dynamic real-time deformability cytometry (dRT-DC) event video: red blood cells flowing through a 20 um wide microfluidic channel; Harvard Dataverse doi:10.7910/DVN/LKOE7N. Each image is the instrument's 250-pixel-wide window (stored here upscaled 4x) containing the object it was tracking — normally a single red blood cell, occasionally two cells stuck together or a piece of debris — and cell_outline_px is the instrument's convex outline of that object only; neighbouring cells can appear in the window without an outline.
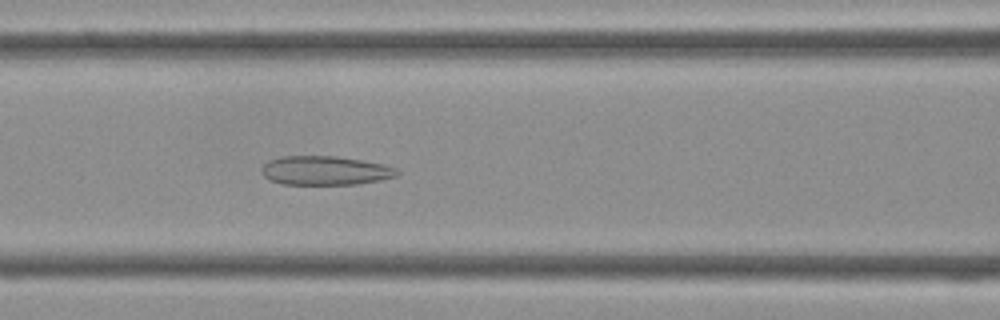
{"species": "Egyptian fruit bat (a non-hibernating species)", "species_latin": "Rousettus aegyptiacus", "temperature_condition": "cold", "stored_images_in_passage": 34, "camera_frame_rate_fps": 3000, "um_per_image_px": 0.085, "frame": {"image": 1, "passage_image": 9, "time_ms": 2.667, "image_size_px": [1000, 320], "cell_outline_px": [[400, 172], [396, 176], [380, 180], [356, 184], [280, 184], [264, 176], [260, 172], [260, 168], [268, 160], [280, 156], [336, 156], [364, 160], [384, 164], [396, 168]], "centroid_in_image_um": [27.62, 14.48], "position_along_channel_um": 139.0, "area_um2": 23.06}}
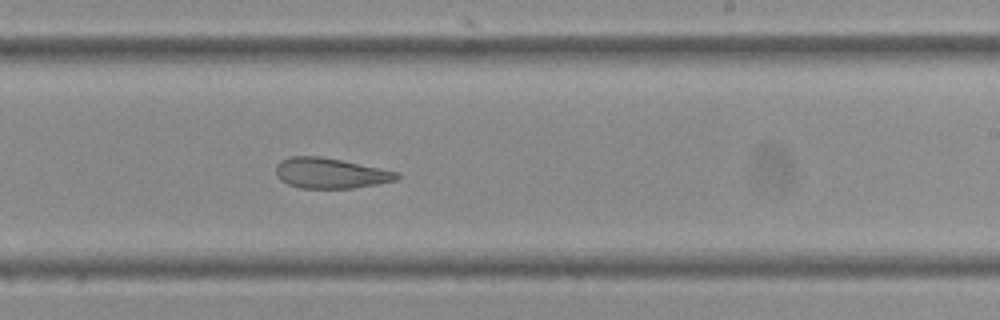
{"frame": {"image": 2, "passage_image": 17, "time_ms": 5.333, "image_size_px": [1000, 320], "cell_outline_px": [[400, 176], [396, 180], [376, 184], [352, 188], [300, 188], [288, 184], [280, 180], [276, 176], [276, 164], [280, 160], [292, 156], [320, 156], [400, 172]], "centroid_in_image_um": [28.06, 14.72], "position_along_channel_um": 260.9, "area_um2": 21.39}}
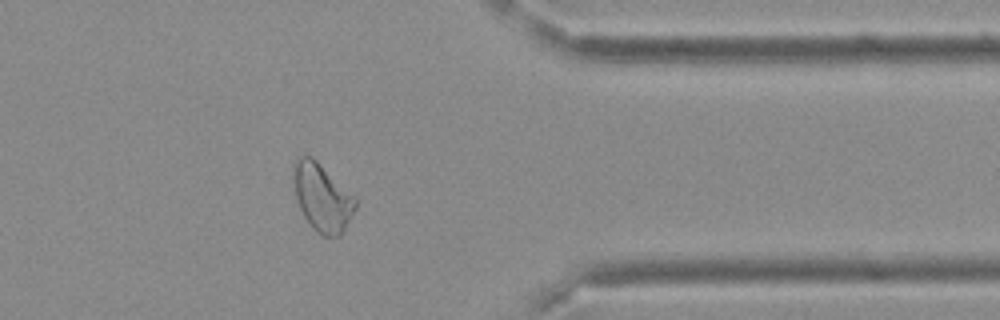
{"frame": {"image": 3, "passage_image": 26, "time_ms": 8.333, "image_size_px": [1000, 320], "cell_outline_px": [[356, 208], [340, 236], [324, 236], [316, 232], [312, 228], [304, 216], [300, 208], [296, 196], [292, 176], [292, 168], [296, 160], [300, 156], [312, 156], [356, 196]], "centroid_in_image_um": [27.39, 16.76], "position_along_channel_um": 384.0, "area_um2": 24.51}}